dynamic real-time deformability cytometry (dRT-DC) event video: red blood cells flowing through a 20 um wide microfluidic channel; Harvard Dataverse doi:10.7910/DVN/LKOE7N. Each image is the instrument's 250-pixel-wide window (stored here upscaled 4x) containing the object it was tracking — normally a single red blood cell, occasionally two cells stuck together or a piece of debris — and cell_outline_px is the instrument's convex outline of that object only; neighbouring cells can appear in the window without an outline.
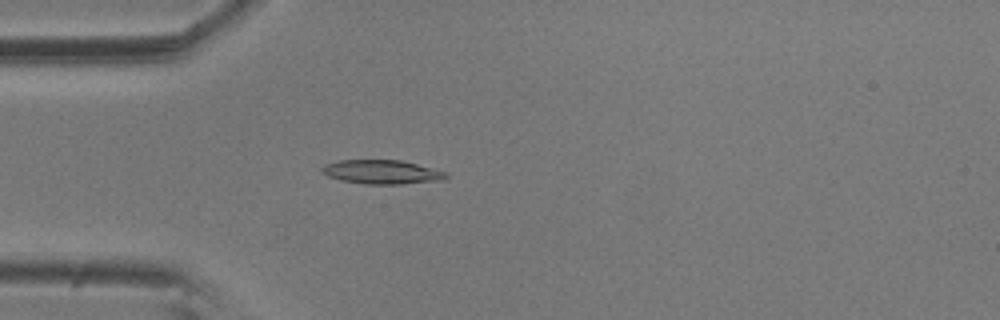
{"species": "common noctule bat (a hibernating species)", "species_latin": "Nyctalus noctula", "temperature_condition": "room temperature", "stored_images_in_passage": 5, "camera_frame_rate_fps": 3000, "um_per_image_px": 0.085, "animal": {"sex": "male", "body_mass_g": 20.5, "forearm_length_mm": 52.5}, "frame": {"image": 1, "passage_image": 5, "time_ms": 1.333, "image_size_px": [1000, 320], "cell_outline_px": [[448, 176], [444, 180], [400, 184], [364, 184], [340, 180], [328, 176], [320, 172], [320, 168], [324, 164], [340, 160], [400, 160], [448, 172]], "centroid_in_image_um": [32.43, 14.62], "position_along_channel_um": 52.6, "area_um2": 17.46}}